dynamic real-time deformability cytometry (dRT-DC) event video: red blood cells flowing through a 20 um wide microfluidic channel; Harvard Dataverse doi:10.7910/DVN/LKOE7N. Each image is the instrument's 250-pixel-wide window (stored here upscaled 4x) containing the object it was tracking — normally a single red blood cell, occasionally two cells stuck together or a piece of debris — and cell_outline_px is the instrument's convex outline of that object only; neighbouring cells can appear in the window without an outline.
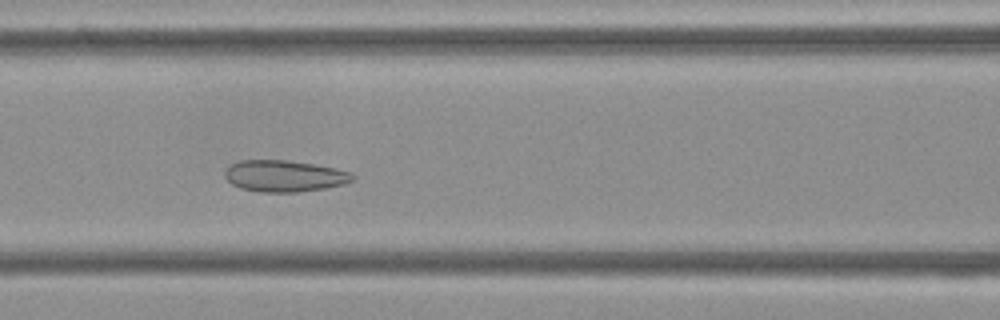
{"species": "Egyptian fruit bat (a non-hibernating species)", "species_latin": "Rousettus aegyptiacus", "temperature_condition": "cold", "stored_images_in_passage": 45, "camera_frame_rate_fps": 3000, "um_per_image_px": 0.085, "frame": {"image": 1, "passage_image": 14, "time_ms": 4.333, "image_size_px": [1000, 320], "cell_outline_px": [[356, 176], [352, 180], [344, 184], [328, 188], [300, 192], [260, 192], [240, 188], [232, 184], [224, 176], [224, 172], [228, 164], [240, 160], [288, 160], [336, 168], [352, 172]], "centroid_in_image_um": [24.17, 14.96], "position_along_channel_um": 142.4, "area_um2": 23.76}}
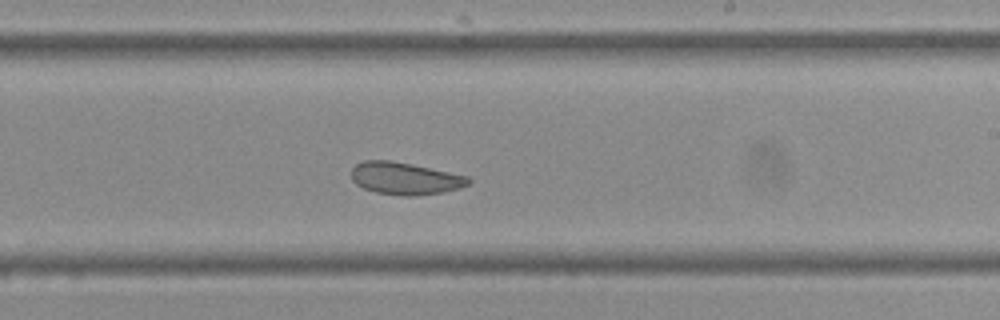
{"frame": {"image": 2, "passage_image": 23, "time_ms": 7.333, "image_size_px": [1000, 320], "cell_outline_px": [[472, 180], [468, 184], [460, 188], [444, 192], [412, 196], [404, 196], [376, 192], [364, 188], [356, 184], [352, 180], [352, 168], [356, 164], [364, 160], [392, 160], [412, 164], [468, 176]], "centroid_in_image_um": [34.43, 15.16], "position_along_channel_um": 254.6, "area_um2": 22.02}}
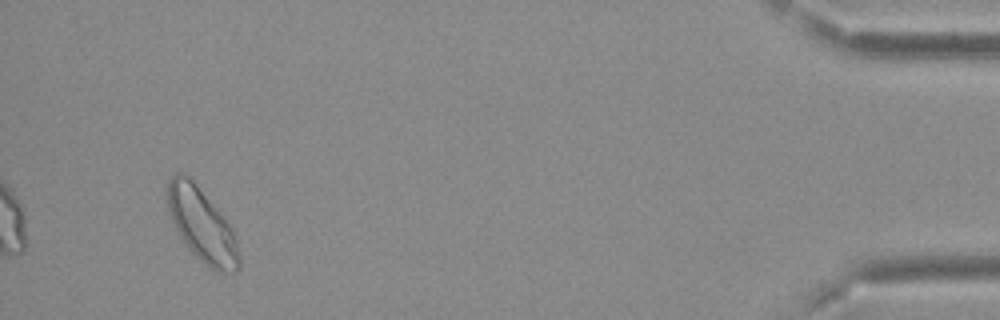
{"frame": {"image": 3, "passage_image": 42, "time_ms": 13.667, "image_size_px": [1000, 320], "cell_outline_px": [[240, 268], [236, 272], [216, 272], [200, 260], [188, 248], [180, 236], [172, 220], [168, 208], [168, 180], [176, 172], [184, 172], [192, 180], [232, 228], [236, 240], [240, 256]], "centroid_in_image_um": [17.17, 19.17], "position_along_channel_um": 418.0, "area_um2": 30.06}, "authors_computed_cell_mechanics": {"area_um2": 25.0852, "velocity_mm_per_s": 3.7466, "shape_relaxation_time_tau1_ms": null, "shape_relaxation_time_tau2_ms": 1.3311, "deformation_change_tau1": null, "deformation_change_tau2": 0.0589}}